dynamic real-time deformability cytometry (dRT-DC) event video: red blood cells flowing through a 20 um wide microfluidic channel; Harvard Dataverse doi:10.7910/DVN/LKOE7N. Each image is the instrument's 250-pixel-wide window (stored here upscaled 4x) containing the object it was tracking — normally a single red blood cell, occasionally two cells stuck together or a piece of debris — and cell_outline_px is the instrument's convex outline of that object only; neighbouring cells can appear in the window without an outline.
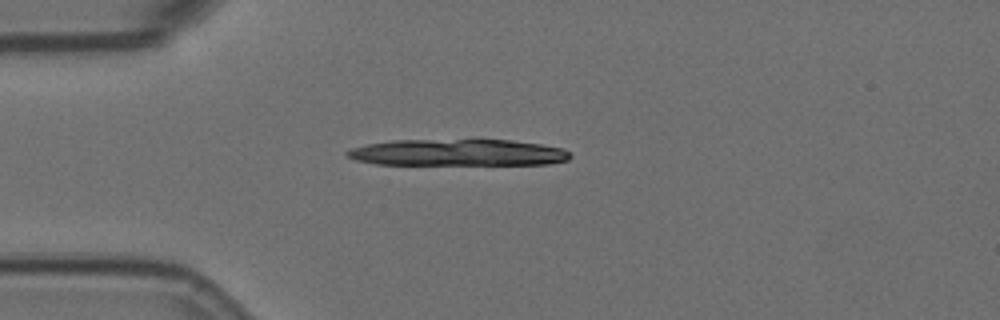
{"species": "Egyptian fruit bat (a non-hibernating species)", "species_latin": "Rousettus aegyptiacus", "temperature_condition": "room temperature", "stored_images_in_passage": 7, "camera_frame_rate_fps": 3000, "um_per_image_px": 0.085, "animal": {"sex": "female"}, "frame": {"image": 1, "passage_image": 3, "time_ms": 0.667, "image_size_px": [1000, 320], "cell_outline_px": [[572, 156], [568, 160], [548, 164], [376, 164], [356, 160], [344, 156], [344, 152], [352, 148], [368, 144], [392, 140], [512, 140], [540, 144], [564, 148]], "centroid_in_image_um": [38.91, 12.97], "position_along_channel_um": 46.1, "area_um2": 34.51}}
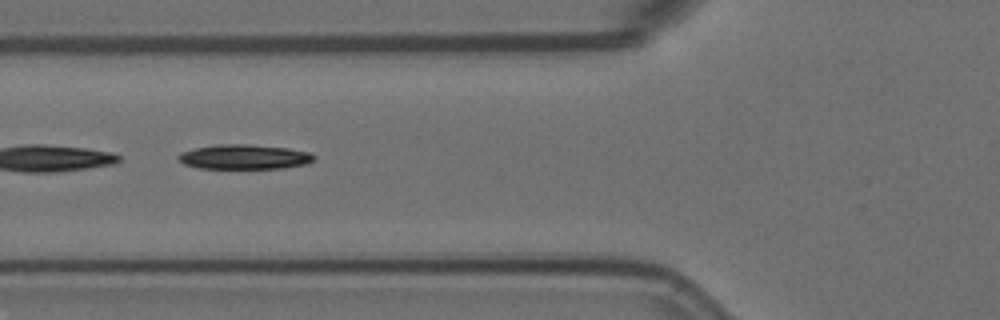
{"frame": {"image": 2, "passage_image": 5, "time_ms": 1.333, "image_size_px": [1000, 320], "cell_outline_px": [[316, 160], [308, 164], [284, 168], [200, 168], [184, 164], [176, 156], [180, 152], [196, 148], [216, 144], [244, 144], [288, 148], [308, 152], [316, 156]], "centroid_in_image_um": [20.79, 13.33], "position_along_channel_um": 105.0, "area_um2": 19.54}}
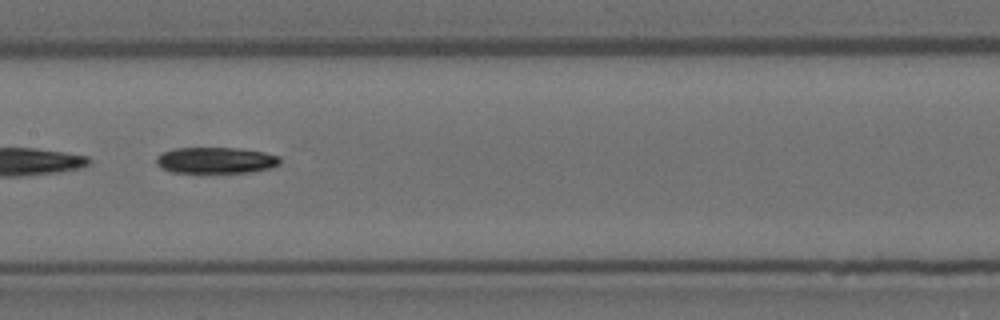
{"frame": {"image": 3, "passage_image": 7, "time_ms": 2.0, "image_size_px": [1000, 320], "cell_outline_px": [[280, 164], [272, 168], [248, 172], [172, 172], [160, 168], [156, 164], [156, 156], [164, 152], [176, 148], [236, 148], [264, 152], [280, 156]], "centroid_in_image_um": [18.35, 13.62], "position_along_channel_um": 189.1, "area_um2": 18.84}}